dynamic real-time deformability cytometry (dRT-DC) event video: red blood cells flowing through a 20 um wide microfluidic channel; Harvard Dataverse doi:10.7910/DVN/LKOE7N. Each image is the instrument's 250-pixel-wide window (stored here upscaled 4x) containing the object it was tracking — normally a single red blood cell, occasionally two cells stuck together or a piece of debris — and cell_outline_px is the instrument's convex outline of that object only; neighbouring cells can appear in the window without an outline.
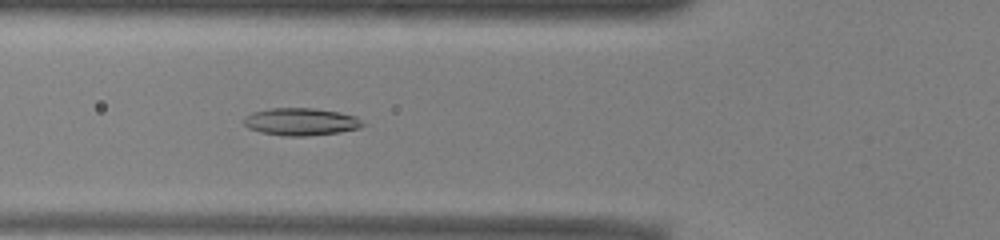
{"species": "common noctule bat (a hibernating species)", "species_latin": "Nyctalus noctula", "temperature_condition": "warm", "stored_images_in_passage": 52, "camera_frame_rate_fps": 3000, "um_per_image_px": 0.085, "animal": {"sex": "male", "body_mass_g": 13.0, "forearm_length_mm": 53.1}, "frame": {"image": 1, "passage_image": 19, "time_ms": 6.0, "image_size_px": [1000, 240], "cell_outline_px": [[368, 124], [360, 128], [340, 132], [308, 136], [284, 136], [260, 132], [248, 128], [244, 124], [244, 116], [252, 112], [272, 108], [316, 108], [340, 112], [356, 116]], "centroid_in_image_um": [25.62, 10.35], "position_along_channel_um": 100.2, "area_um2": 19.31}}
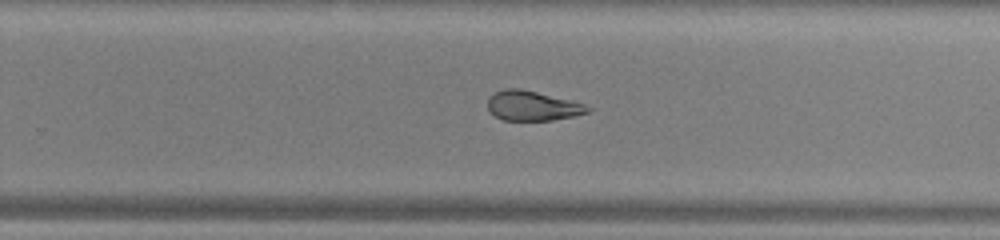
{"frame": {"image": 2, "passage_image": 33, "time_ms": 10.667, "image_size_px": [1000, 240], "cell_outline_px": [[596, 108], [588, 112], [572, 116], [552, 120], [504, 120], [496, 116], [488, 108], [488, 96], [504, 88], [520, 88], [584, 104]], "centroid_in_image_um": [45.26, 8.99], "position_along_channel_um": 284.5, "area_um2": 17.11}}
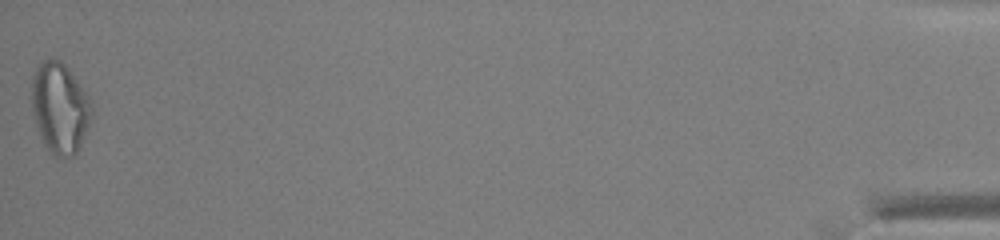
{"frame": {"image": 3, "passage_image": 52, "time_ms": 17.0, "image_size_px": [1000, 240], "cell_outline_px": [[92, 116], [84, 136], [76, 152], [72, 156], [56, 156], [44, 144], [40, 136], [32, 112], [32, 76], [36, 68], [44, 60], [60, 60], [68, 68], [88, 96], [92, 104]], "centroid_in_image_um": [5.08, 9.16], "position_along_channel_um": 430.1, "area_um2": 31.15}, "authors_computed_cell_mechanics": {"area_um2": 20.3167, "velocity_mm_per_s": 3.9556, "shape_relaxation_time_tau1_ms": null, "shape_relaxation_time_tau2_ms": 2.791, "deformation_change_tau1": null, "deformation_change_tau2": 0.1007}}